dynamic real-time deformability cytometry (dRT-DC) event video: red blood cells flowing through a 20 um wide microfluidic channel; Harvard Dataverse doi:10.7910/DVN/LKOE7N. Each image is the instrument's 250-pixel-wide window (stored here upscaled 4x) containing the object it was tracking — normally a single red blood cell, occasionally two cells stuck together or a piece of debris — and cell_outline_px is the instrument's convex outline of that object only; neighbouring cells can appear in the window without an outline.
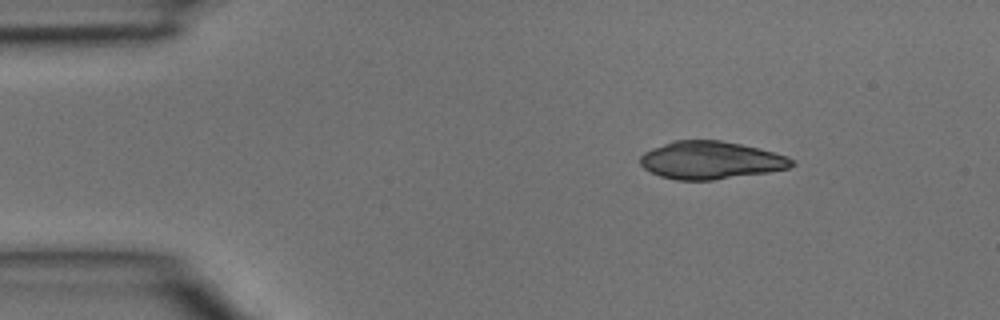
{"species": "common noctule bat (a hibernating species)", "species_latin": "Nyctalus noctula", "temperature_condition": "room temperature", "stored_images_in_passage": 35, "camera_frame_rate_fps": 3000, "um_per_image_px": 0.085, "animal": {"sex": "male", "body_mass_g": 15.6}, "frame": {"image": 1, "passage_image": 1, "time_ms": 0.0, "image_size_px": [1000, 320], "cell_outline_px": [[796, 164], [788, 168], [768, 172], [712, 180], [676, 180], [660, 176], [644, 168], [640, 164], [640, 156], [644, 152], [652, 148], [672, 140], [720, 140], [760, 148], [788, 156], [796, 160]], "centroid_in_image_um": [60.43, 13.61], "position_along_channel_um": 24.6, "area_um2": 33.47}}